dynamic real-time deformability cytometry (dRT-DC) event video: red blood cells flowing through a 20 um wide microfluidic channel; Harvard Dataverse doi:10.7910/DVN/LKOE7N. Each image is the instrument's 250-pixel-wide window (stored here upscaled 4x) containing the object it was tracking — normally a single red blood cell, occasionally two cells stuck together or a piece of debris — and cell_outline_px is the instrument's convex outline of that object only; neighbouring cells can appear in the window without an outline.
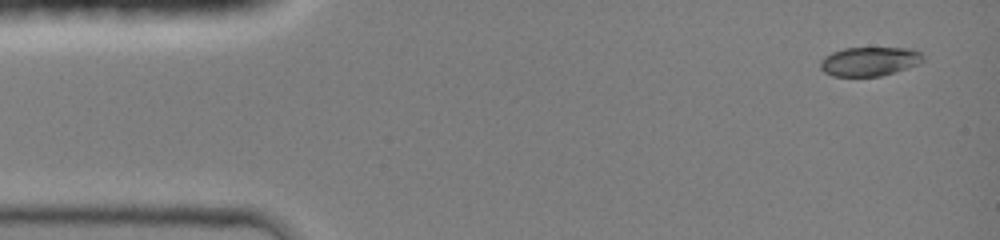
{"species": "common noctule bat (a hibernating species)", "species_latin": "Nyctalus noctula", "temperature_condition": "room temperature", "stored_images_in_passage": 4, "camera_frame_rate_fps": 3000, "um_per_image_px": 0.085, "animal": {"sex": "female", "body_mass_g": 19.0, "forearm_length_mm": 51.5}, "frame": {"image": 1, "passage_image": 1, "time_ms": 0.0, "image_size_px": [1000, 240], "cell_outline_px": [[924, 60], [920, 64], [908, 68], [880, 76], [832, 76], [824, 72], [820, 68], [820, 60], [824, 56], [832, 52], [844, 48], [912, 48], [920, 52], [924, 56]], "centroid_in_image_um": [73.91, 5.22], "position_along_channel_um": 11.1, "area_um2": 17.57}}
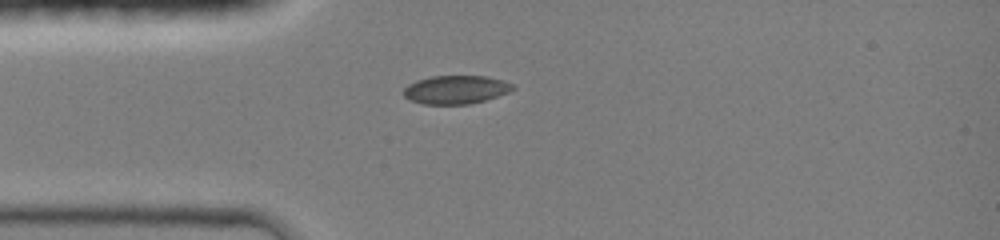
{"frame": {"image": 2, "passage_image": 4, "time_ms": 3.0, "image_size_px": [1000, 240], "cell_outline_px": [[516, 88], [508, 92], [484, 100], [468, 104], [424, 104], [412, 100], [404, 96], [404, 88], [408, 84], [416, 80], [432, 76], [488, 76], [504, 80], [516, 84]], "centroid_in_image_um": [38.78, 7.6], "position_along_channel_um": 46.2, "area_um2": 18.09}}